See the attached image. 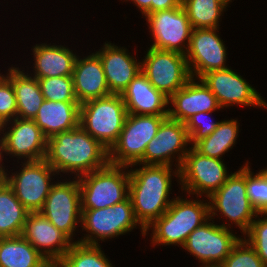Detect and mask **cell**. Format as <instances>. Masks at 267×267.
I'll list each match as a JSON object with an SVG mask.
<instances>
[{"label":"cell","instance_id":"12","mask_svg":"<svg viewBox=\"0 0 267 267\" xmlns=\"http://www.w3.org/2000/svg\"><path fill=\"white\" fill-rule=\"evenodd\" d=\"M75 179V180H74ZM59 180L53 184L43 208L39 211L73 242L78 223L81 225V193L78 178Z\"/></svg>","mask_w":267,"mask_h":267},{"label":"cell","instance_id":"9","mask_svg":"<svg viewBox=\"0 0 267 267\" xmlns=\"http://www.w3.org/2000/svg\"><path fill=\"white\" fill-rule=\"evenodd\" d=\"M21 163L19 171L11 172L12 175L6 168L3 179L29 212H39L53 186L51 181L59 174L45 159Z\"/></svg>","mask_w":267,"mask_h":267},{"label":"cell","instance_id":"25","mask_svg":"<svg viewBox=\"0 0 267 267\" xmlns=\"http://www.w3.org/2000/svg\"><path fill=\"white\" fill-rule=\"evenodd\" d=\"M79 119V102L44 100L33 120L49 138L57 133L79 127Z\"/></svg>","mask_w":267,"mask_h":267},{"label":"cell","instance_id":"17","mask_svg":"<svg viewBox=\"0 0 267 267\" xmlns=\"http://www.w3.org/2000/svg\"><path fill=\"white\" fill-rule=\"evenodd\" d=\"M232 231L220 224H215L214 220L210 218L189 234L182 248L202 264H221L241 238Z\"/></svg>","mask_w":267,"mask_h":267},{"label":"cell","instance_id":"22","mask_svg":"<svg viewBox=\"0 0 267 267\" xmlns=\"http://www.w3.org/2000/svg\"><path fill=\"white\" fill-rule=\"evenodd\" d=\"M77 56L72 73L74 93L79 104L110 95L103 66L96 52Z\"/></svg>","mask_w":267,"mask_h":267},{"label":"cell","instance_id":"23","mask_svg":"<svg viewBox=\"0 0 267 267\" xmlns=\"http://www.w3.org/2000/svg\"><path fill=\"white\" fill-rule=\"evenodd\" d=\"M127 114L168 116L169 98L140 72L122 92Z\"/></svg>","mask_w":267,"mask_h":267},{"label":"cell","instance_id":"37","mask_svg":"<svg viewBox=\"0 0 267 267\" xmlns=\"http://www.w3.org/2000/svg\"><path fill=\"white\" fill-rule=\"evenodd\" d=\"M214 112H200L191 116L186 122L185 127L190 139V146H193L197 141L208 137L218 126L219 121H206L210 114ZM209 115V116H208ZM209 122V123H208Z\"/></svg>","mask_w":267,"mask_h":267},{"label":"cell","instance_id":"6","mask_svg":"<svg viewBox=\"0 0 267 267\" xmlns=\"http://www.w3.org/2000/svg\"><path fill=\"white\" fill-rule=\"evenodd\" d=\"M82 231H86L81 239L76 242L99 245L107 239L119 237L138 228L141 235L145 237V229L140 225L135 217L131 199L128 197L121 203L101 209H81ZM90 233V234H89Z\"/></svg>","mask_w":267,"mask_h":267},{"label":"cell","instance_id":"42","mask_svg":"<svg viewBox=\"0 0 267 267\" xmlns=\"http://www.w3.org/2000/svg\"><path fill=\"white\" fill-rule=\"evenodd\" d=\"M262 173H263V175L267 178V167L264 169H261L260 170Z\"/></svg>","mask_w":267,"mask_h":267},{"label":"cell","instance_id":"39","mask_svg":"<svg viewBox=\"0 0 267 267\" xmlns=\"http://www.w3.org/2000/svg\"><path fill=\"white\" fill-rule=\"evenodd\" d=\"M125 1H131L132 3H134V5L137 6V8H139L138 10L141 11L143 17L145 15L151 14V1L152 0H125ZM125 1L123 0V2Z\"/></svg>","mask_w":267,"mask_h":267},{"label":"cell","instance_id":"26","mask_svg":"<svg viewBox=\"0 0 267 267\" xmlns=\"http://www.w3.org/2000/svg\"><path fill=\"white\" fill-rule=\"evenodd\" d=\"M24 71L11 65L5 76L12 82L15 90L17 117L34 119L44 101V96L37 78Z\"/></svg>","mask_w":267,"mask_h":267},{"label":"cell","instance_id":"13","mask_svg":"<svg viewBox=\"0 0 267 267\" xmlns=\"http://www.w3.org/2000/svg\"><path fill=\"white\" fill-rule=\"evenodd\" d=\"M155 49L186 55L193 30L183 5L144 16Z\"/></svg>","mask_w":267,"mask_h":267},{"label":"cell","instance_id":"38","mask_svg":"<svg viewBox=\"0 0 267 267\" xmlns=\"http://www.w3.org/2000/svg\"><path fill=\"white\" fill-rule=\"evenodd\" d=\"M182 5V0H152L151 13L179 7Z\"/></svg>","mask_w":267,"mask_h":267},{"label":"cell","instance_id":"40","mask_svg":"<svg viewBox=\"0 0 267 267\" xmlns=\"http://www.w3.org/2000/svg\"><path fill=\"white\" fill-rule=\"evenodd\" d=\"M0 138H2L1 133H0ZM2 139H0V180L3 179L4 172H5V163H3V157H2ZM2 163V164H1ZM4 165V166H3Z\"/></svg>","mask_w":267,"mask_h":267},{"label":"cell","instance_id":"7","mask_svg":"<svg viewBox=\"0 0 267 267\" xmlns=\"http://www.w3.org/2000/svg\"><path fill=\"white\" fill-rule=\"evenodd\" d=\"M126 116L121 95L110 94L80 105L79 126L109 150L117 141Z\"/></svg>","mask_w":267,"mask_h":267},{"label":"cell","instance_id":"4","mask_svg":"<svg viewBox=\"0 0 267 267\" xmlns=\"http://www.w3.org/2000/svg\"><path fill=\"white\" fill-rule=\"evenodd\" d=\"M246 164L248 161L239 170L231 173L226 182L207 198L210 218L214 220L219 214L221 218L229 219L230 223L223 222L220 225L231 229V225L235 224L243 235L258 215L247 196Z\"/></svg>","mask_w":267,"mask_h":267},{"label":"cell","instance_id":"3","mask_svg":"<svg viewBox=\"0 0 267 267\" xmlns=\"http://www.w3.org/2000/svg\"><path fill=\"white\" fill-rule=\"evenodd\" d=\"M187 199L178 196L167 211L145 229V236L152 230L151 244L182 247L189 234L210 219L208 200Z\"/></svg>","mask_w":267,"mask_h":267},{"label":"cell","instance_id":"19","mask_svg":"<svg viewBox=\"0 0 267 267\" xmlns=\"http://www.w3.org/2000/svg\"><path fill=\"white\" fill-rule=\"evenodd\" d=\"M54 267L74 243L40 212H30L21 234Z\"/></svg>","mask_w":267,"mask_h":267},{"label":"cell","instance_id":"35","mask_svg":"<svg viewBox=\"0 0 267 267\" xmlns=\"http://www.w3.org/2000/svg\"><path fill=\"white\" fill-rule=\"evenodd\" d=\"M261 218H260V217ZM267 267V213L258 214L243 237Z\"/></svg>","mask_w":267,"mask_h":267},{"label":"cell","instance_id":"14","mask_svg":"<svg viewBox=\"0 0 267 267\" xmlns=\"http://www.w3.org/2000/svg\"><path fill=\"white\" fill-rule=\"evenodd\" d=\"M0 133L3 158L7 154L6 156L9 155L11 158L16 157L18 163L22 159L27 162L45 158L47 137L33 119L16 117L0 125Z\"/></svg>","mask_w":267,"mask_h":267},{"label":"cell","instance_id":"32","mask_svg":"<svg viewBox=\"0 0 267 267\" xmlns=\"http://www.w3.org/2000/svg\"><path fill=\"white\" fill-rule=\"evenodd\" d=\"M37 80L44 100L78 102L74 93L72 77L59 76Z\"/></svg>","mask_w":267,"mask_h":267},{"label":"cell","instance_id":"15","mask_svg":"<svg viewBox=\"0 0 267 267\" xmlns=\"http://www.w3.org/2000/svg\"><path fill=\"white\" fill-rule=\"evenodd\" d=\"M188 146L190 147V139L185 123L166 117L156 136L146 146L143 164L175 166L180 169L188 153Z\"/></svg>","mask_w":267,"mask_h":267},{"label":"cell","instance_id":"20","mask_svg":"<svg viewBox=\"0 0 267 267\" xmlns=\"http://www.w3.org/2000/svg\"><path fill=\"white\" fill-rule=\"evenodd\" d=\"M106 42L96 53L100 57L110 93L121 95L141 72V60L133 57L127 48Z\"/></svg>","mask_w":267,"mask_h":267},{"label":"cell","instance_id":"41","mask_svg":"<svg viewBox=\"0 0 267 267\" xmlns=\"http://www.w3.org/2000/svg\"><path fill=\"white\" fill-rule=\"evenodd\" d=\"M200 267H223L220 263H203Z\"/></svg>","mask_w":267,"mask_h":267},{"label":"cell","instance_id":"21","mask_svg":"<svg viewBox=\"0 0 267 267\" xmlns=\"http://www.w3.org/2000/svg\"><path fill=\"white\" fill-rule=\"evenodd\" d=\"M199 80V81H197ZM168 117L185 123L191 116L200 112L221 110L217 98L201 79L191 78L170 98Z\"/></svg>","mask_w":267,"mask_h":267},{"label":"cell","instance_id":"5","mask_svg":"<svg viewBox=\"0 0 267 267\" xmlns=\"http://www.w3.org/2000/svg\"><path fill=\"white\" fill-rule=\"evenodd\" d=\"M128 168L108 163L101 169L79 176L81 209H101L126 200L130 182Z\"/></svg>","mask_w":267,"mask_h":267},{"label":"cell","instance_id":"33","mask_svg":"<svg viewBox=\"0 0 267 267\" xmlns=\"http://www.w3.org/2000/svg\"><path fill=\"white\" fill-rule=\"evenodd\" d=\"M246 164V190L250 203L258 214L267 213V178L261 171L254 174Z\"/></svg>","mask_w":267,"mask_h":267},{"label":"cell","instance_id":"2","mask_svg":"<svg viewBox=\"0 0 267 267\" xmlns=\"http://www.w3.org/2000/svg\"><path fill=\"white\" fill-rule=\"evenodd\" d=\"M47 163L58 173L81 175L105 167L108 149L80 126L47 138Z\"/></svg>","mask_w":267,"mask_h":267},{"label":"cell","instance_id":"30","mask_svg":"<svg viewBox=\"0 0 267 267\" xmlns=\"http://www.w3.org/2000/svg\"><path fill=\"white\" fill-rule=\"evenodd\" d=\"M227 0H182V5L188 15L193 29L219 28Z\"/></svg>","mask_w":267,"mask_h":267},{"label":"cell","instance_id":"31","mask_svg":"<svg viewBox=\"0 0 267 267\" xmlns=\"http://www.w3.org/2000/svg\"><path fill=\"white\" fill-rule=\"evenodd\" d=\"M101 245L74 242L54 267H114Z\"/></svg>","mask_w":267,"mask_h":267},{"label":"cell","instance_id":"1","mask_svg":"<svg viewBox=\"0 0 267 267\" xmlns=\"http://www.w3.org/2000/svg\"><path fill=\"white\" fill-rule=\"evenodd\" d=\"M133 166L136 168L133 169ZM129 168L128 197L131 199L136 219L146 229L162 216L174 201V198H169L172 194L171 182L176 177L179 183V169L146 164H133Z\"/></svg>","mask_w":267,"mask_h":267},{"label":"cell","instance_id":"8","mask_svg":"<svg viewBox=\"0 0 267 267\" xmlns=\"http://www.w3.org/2000/svg\"><path fill=\"white\" fill-rule=\"evenodd\" d=\"M168 116L127 114L117 141L108 150L110 164L131 166L143 164L146 146L156 136Z\"/></svg>","mask_w":267,"mask_h":267},{"label":"cell","instance_id":"18","mask_svg":"<svg viewBox=\"0 0 267 267\" xmlns=\"http://www.w3.org/2000/svg\"><path fill=\"white\" fill-rule=\"evenodd\" d=\"M219 28L193 29L186 53L191 78L200 79L212 70L227 69V48L218 35Z\"/></svg>","mask_w":267,"mask_h":267},{"label":"cell","instance_id":"34","mask_svg":"<svg viewBox=\"0 0 267 267\" xmlns=\"http://www.w3.org/2000/svg\"><path fill=\"white\" fill-rule=\"evenodd\" d=\"M221 264L223 267H266L256 251L243 238L232 247Z\"/></svg>","mask_w":267,"mask_h":267},{"label":"cell","instance_id":"10","mask_svg":"<svg viewBox=\"0 0 267 267\" xmlns=\"http://www.w3.org/2000/svg\"><path fill=\"white\" fill-rule=\"evenodd\" d=\"M224 159L207 157L189 147L179 169V184L185 194L208 198L218 190L231 175Z\"/></svg>","mask_w":267,"mask_h":267},{"label":"cell","instance_id":"24","mask_svg":"<svg viewBox=\"0 0 267 267\" xmlns=\"http://www.w3.org/2000/svg\"><path fill=\"white\" fill-rule=\"evenodd\" d=\"M66 45H51L47 43L35 44L33 55V73L30 75L37 79L68 76L72 77L76 53Z\"/></svg>","mask_w":267,"mask_h":267},{"label":"cell","instance_id":"11","mask_svg":"<svg viewBox=\"0 0 267 267\" xmlns=\"http://www.w3.org/2000/svg\"><path fill=\"white\" fill-rule=\"evenodd\" d=\"M144 57L141 72L168 98L191 79L183 54L149 47Z\"/></svg>","mask_w":267,"mask_h":267},{"label":"cell","instance_id":"29","mask_svg":"<svg viewBox=\"0 0 267 267\" xmlns=\"http://www.w3.org/2000/svg\"><path fill=\"white\" fill-rule=\"evenodd\" d=\"M240 123L236 119L219 121L216 129L208 136L197 141L192 147L200 154L221 159L237 143Z\"/></svg>","mask_w":267,"mask_h":267},{"label":"cell","instance_id":"28","mask_svg":"<svg viewBox=\"0 0 267 267\" xmlns=\"http://www.w3.org/2000/svg\"><path fill=\"white\" fill-rule=\"evenodd\" d=\"M29 211L16 198L4 179L0 180V237L22 234Z\"/></svg>","mask_w":267,"mask_h":267},{"label":"cell","instance_id":"16","mask_svg":"<svg viewBox=\"0 0 267 267\" xmlns=\"http://www.w3.org/2000/svg\"><path fill=\"white\" fill-rule=\"evenodd\" d=\"M200 79L217 98L222 109L236 105L267 108L266 100L257 90L230 67L209 71Z\"/></svg>","mask_w":267,"mask_h":267},{"label":"cell","instance_id":"36","mask_svg":"<svg viewBox=\"0 0 267 267\" xmlns=\"http://www.w3.org/2000/svg\"><path fill=\"white\" fill-rule=\"evenodd\" d=\"M17 117V102L12 82L0 73V125Z\"/></svg>","mask_w":267,"mask_h":267},{"label":"cell","instance_id":"27","mask_svg":"<svg viewBox=\"0 0 267 267\" xmlns=\"http://www.w3.org/2000/svg\"><path fill=\"white\" fill-rule=\"evenodd\" d=\"M0 267H53L22 235L0 237Z\"/></svg>","mask_w":267,"mask_h":267}]
</instances>
